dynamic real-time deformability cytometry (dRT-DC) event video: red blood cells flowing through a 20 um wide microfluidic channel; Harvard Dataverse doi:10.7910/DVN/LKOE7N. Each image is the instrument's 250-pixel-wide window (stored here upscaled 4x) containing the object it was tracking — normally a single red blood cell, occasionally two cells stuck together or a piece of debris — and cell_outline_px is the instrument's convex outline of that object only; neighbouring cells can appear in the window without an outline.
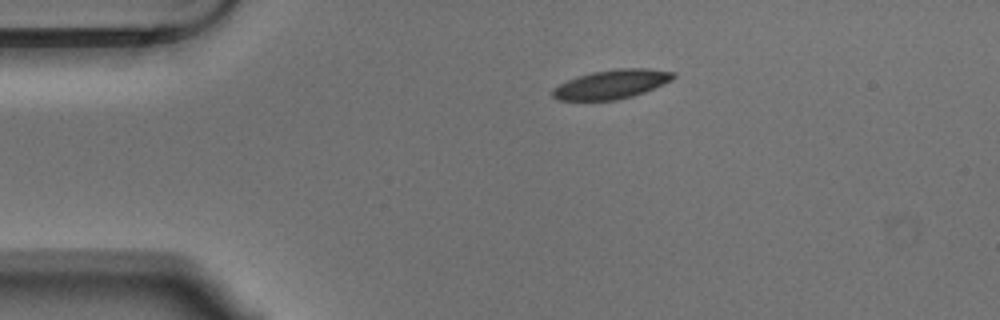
{"species": "Egyptian fruit bat (a non-hibernating species)", "species_latin": "Rousettus aegyptiacus", "temperature_condition": "warm", "stored_images_in_passage": 45, "camera_frame_rate_fps": 3000, "um_per_image_px": 0.085, "animal": {"sex": "male"}, "frame": {"image": 1, "passage_image": 1, "time_ms": 0.0, "image_size_px": [1000, 320], "cell_outline_px": [[676, 76], [672, 80], [644, 92], [632, 96], [616, 100], [556, 100], [552, 96], [552, 88], [568, 80], [592, 72], [620, 68], [648, 68], [676, 72]], "centroid_in_image_um": [52.0, 7.16], "position_along_channel_um": 33.0, "area_um2": 20.35}}
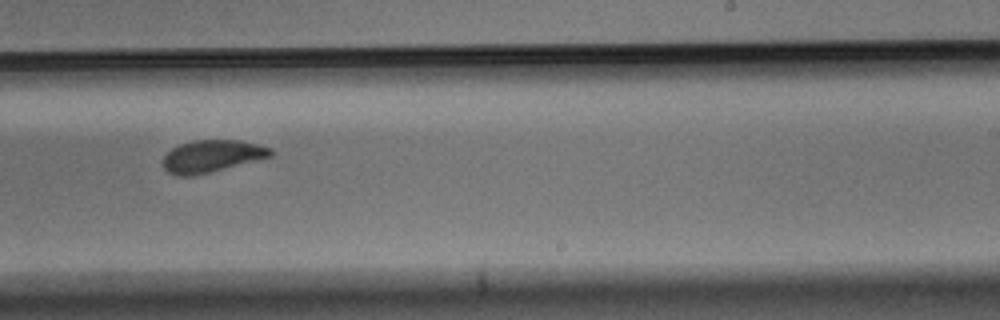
{"frame": {"image": 2, "passage_image": 24, "time_ms": 7.667, "image_size_px": [1000, 320], "cell_outline_px": [[272, 156], [192, 176], [176, 176], [168, 172], [164, 168], [164, 156], [172, 148], [180, 144], [196, 140], [240, 140], [272, 148]], "centroid_in_image_um": [17.99, 13.26], "position_along_channel_um": 271.0, "area_um2": 19.83}}
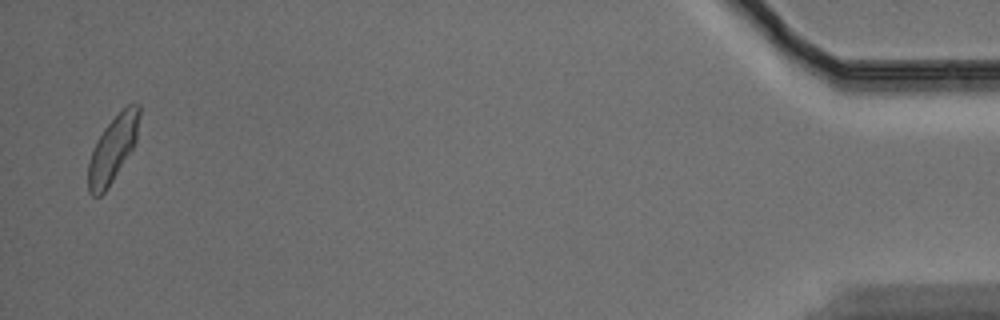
{"frame": {"image": 3, "passage_image": 44, "time_ms": 14.333, "image_size_px": [1000, 320], "cell_outline_px": [[140, 116], [136, 140], [132, 148], [112, 180], [104, 192], [100, 196], [92, 196], [88, 192], [88, 164], [96, 140], [104, 128], [128, 104], [140, 104]], "centroid_in_image_um": [9.57, 12.65], "position_along_channel_um": 425.6, "area_um2": 19.19}, "authors_computed_cell_mechanics": {"area_um2": 20.5768, "velocity_mm_per_s": 3.6401, "shape_relaxation_time_tau1_ms": 3.6607, "shape_relaxation_time_tau2_ms": 2.5403, "deformation_change_tau1": 0.1125, "deformation_change_tau2": 0.0696}}